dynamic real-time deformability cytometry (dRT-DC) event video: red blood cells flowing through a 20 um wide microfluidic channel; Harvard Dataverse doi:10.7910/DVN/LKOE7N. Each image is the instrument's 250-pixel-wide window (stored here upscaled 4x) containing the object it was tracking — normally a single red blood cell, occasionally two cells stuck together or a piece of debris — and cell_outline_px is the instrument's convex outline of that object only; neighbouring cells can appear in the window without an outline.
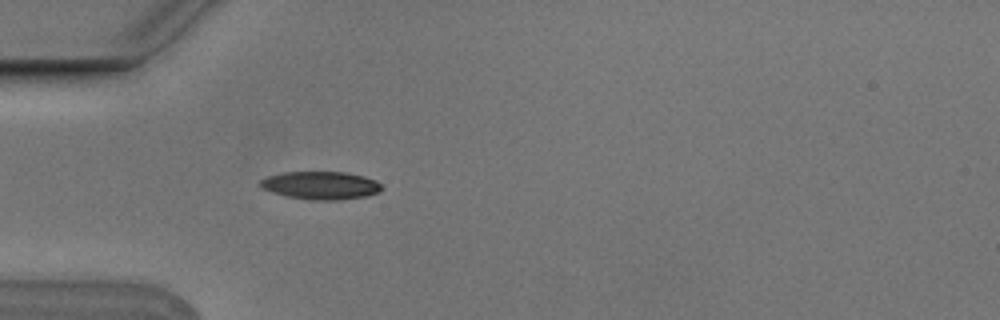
{"species": "Egyptian fruit bat (a non-hibernating species)", "species_latin": "Rousettus aegyptiacus", "temperature_condition": "cold", "stored_images_in_passage": 5, "camera_frame_rate_fps": 3000, "um_per_image_px": 0.085, "animal": {"sex": "male"}, "frame": {"image": 1, "passage_image": 5, "time_ms": 1.333, "image_size_px": [1000, 320], "cell_outline_px": [[384, 188], [380, 192], [368, 196], [340, 200], [312, 200], [288, 196], [272, 192], [260, 188], [260, 180], [268, 176], [284, 172], [344, 172], [364, 176], [376, 180]], "centroid_in_image_um": [27.3, 15.76], "position_along_channel_um": 57.7, "area_um2": 19.88}}